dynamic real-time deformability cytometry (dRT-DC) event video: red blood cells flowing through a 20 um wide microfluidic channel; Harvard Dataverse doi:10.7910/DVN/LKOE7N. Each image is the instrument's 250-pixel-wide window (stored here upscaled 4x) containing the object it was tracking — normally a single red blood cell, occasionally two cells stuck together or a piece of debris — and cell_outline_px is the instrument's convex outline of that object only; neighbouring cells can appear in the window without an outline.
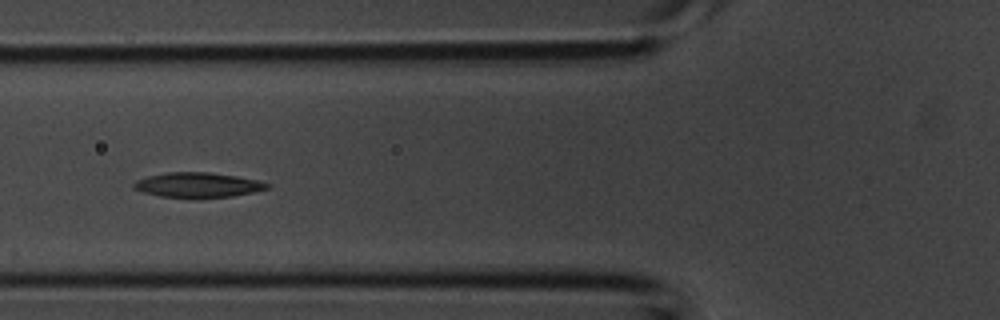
{"species": "common noctule bat (a hibernating species)", "species_latin": "Nyctalus noctula", "temperature_condition": "room temperature", "stored_images_in_passage": 5, "camera_frame_rate_fps": 3000, "um_per_image_px": 0.085, "animal": {"sex": "male", "body_mass_g": 20.1, "forearm_length_mm": 53.5}, "frame": {"image": 1, "passage_image": 5, "time_ms": 1.333, "image_size_px": [1000, 320], "cell_outline_px": [[272, 188], [232, 196], [196, 200], [160, 196], [144, 192], [132, 188], [132, 184], [136, 180], [148, 176], [168, 172], [208, 172], [236, 176], [256, 180], [272, 184]], "centroid_in_image_um": [16.82, 15.75], "position_along_channel_um": 109.0, "area_um2": 19.88}}